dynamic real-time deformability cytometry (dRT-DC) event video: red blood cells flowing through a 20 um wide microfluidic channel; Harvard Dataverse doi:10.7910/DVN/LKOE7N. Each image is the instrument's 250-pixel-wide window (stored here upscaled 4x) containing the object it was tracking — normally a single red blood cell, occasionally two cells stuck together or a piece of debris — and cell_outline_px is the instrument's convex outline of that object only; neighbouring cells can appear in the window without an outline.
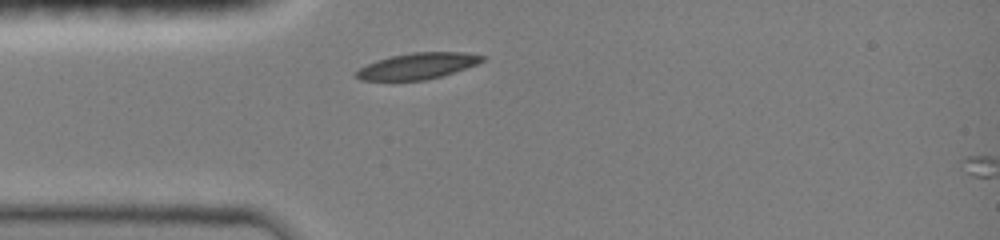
{"species": "common noctule bat (a hibernating species)", "species_latin": "Nyctalus noctula", "temperature_condition": "room temperature", "stored_images_in_passage": 2, "camera_frame_rate_fps": 3000, "um_per_image_px": 0.085, "animal": {"sex": "female", "body_mass_g": 19.0, "forearm_length_mm": 51.5}, "frame": {"image": 1, "passage_image": 1, "time_ms": 0.0, "image_size_px": [1000, 240], "cell_outline_px": [[488, 56], [484, 60], [476, 64], [440, 76], [424, 80], [360, 80], [352, 76], [360, 68], [376, 60], [392, 56], [412, 52], [468, 52]], "centroid_in_image_um": [35.49, 5.6], "position_along_channel_um": 49.5, "area_um2": 19.07}}